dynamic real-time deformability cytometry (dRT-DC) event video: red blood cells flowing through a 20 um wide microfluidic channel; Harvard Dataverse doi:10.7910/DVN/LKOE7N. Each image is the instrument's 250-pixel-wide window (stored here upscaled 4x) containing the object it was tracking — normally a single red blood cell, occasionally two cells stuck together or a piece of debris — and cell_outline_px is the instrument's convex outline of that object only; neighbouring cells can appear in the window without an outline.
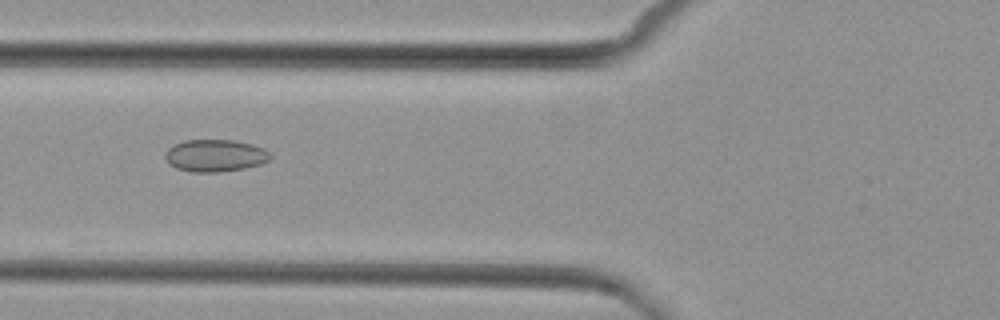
{"species": "common noctule bat (a hibernating species)", "species_latin": "Nyctalus noctula", "temperature_condition": "cold", "stored_images_in_passage": 6, "camera_frame_rate_fps": 3000, "um_per_image_px": 0.085, "animal": {"sex": "female", "body_mass_g": 29.2, "forearm_length_mm": 56.3}, "frame": {"image": 1, "passage_image": 4, "time_ms": 3.667, "image_size_px": [1000, 320], "cell_outline_px": [[272, 156], [268, 160], [260, 164], [244, 168], [216, 172], [188, 172], [176, 168], [164, 156], [164, 152], [172, 144], [184, 140], [236, 140], [252, 144], [264, 148]], "centroid_in_image_um": [18.27, 13.21], "position_along_channel_um": 107.5, "area_um2": 19.77}}
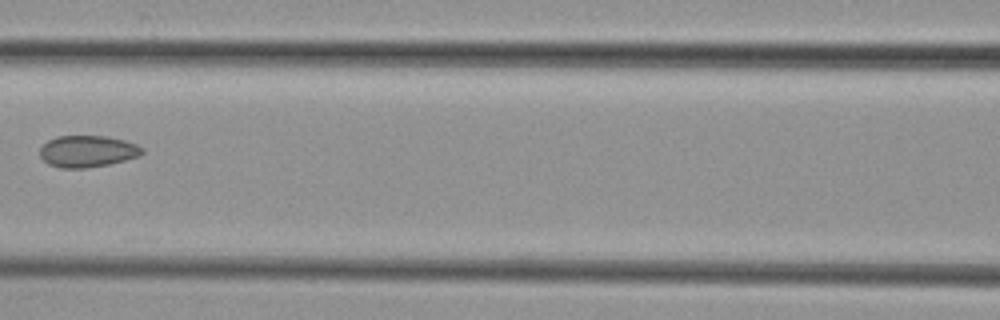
{"frame": {"image": 2, "passage_image": 5, "time_ms": 5.0, "image_size_px": [1000, 320], "cell_outline_px": [[144, 152], [140, 156], [108, 164], [84, 168], [60, 168], [48, 164], [40, 156], [40, 148], [48, 140], [56, 136], [104, 136], [124, 140], [136, 144], [144, 148]], "centroid_in_image_um": [7.43, 12.86], "position_along_channel_um": 159.2, "area_um2": 18.84}}
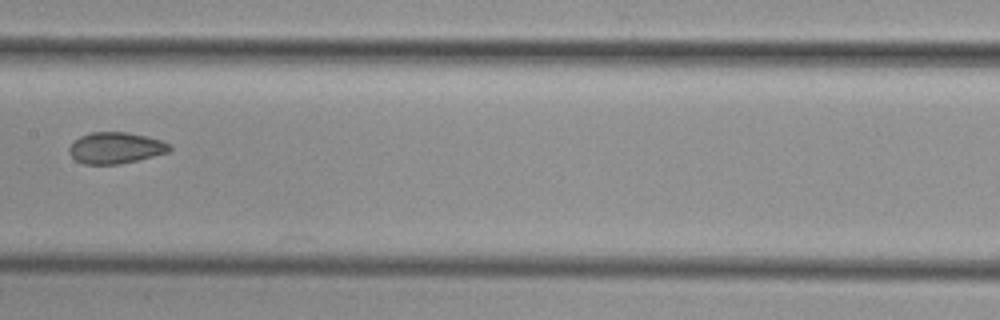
{"frame": {"image": 3, "passage_image": 6, "time_ms": 6.0, "image_size_px": [1000, 320], "cell_outline_px": [[172, 148], [168, 152], [136, 160], [116, 164], [84, 164], [76, 160], [68, 152], [68, 148], [72, 140], [80, 136], [92, 132], [128, 132], [148, 136], [160, 140], [168, 144]], "centroid_in_image_um": [9.78, 12.56], "position_along_channel_um": 197.6, "area_um2": 18.26}}